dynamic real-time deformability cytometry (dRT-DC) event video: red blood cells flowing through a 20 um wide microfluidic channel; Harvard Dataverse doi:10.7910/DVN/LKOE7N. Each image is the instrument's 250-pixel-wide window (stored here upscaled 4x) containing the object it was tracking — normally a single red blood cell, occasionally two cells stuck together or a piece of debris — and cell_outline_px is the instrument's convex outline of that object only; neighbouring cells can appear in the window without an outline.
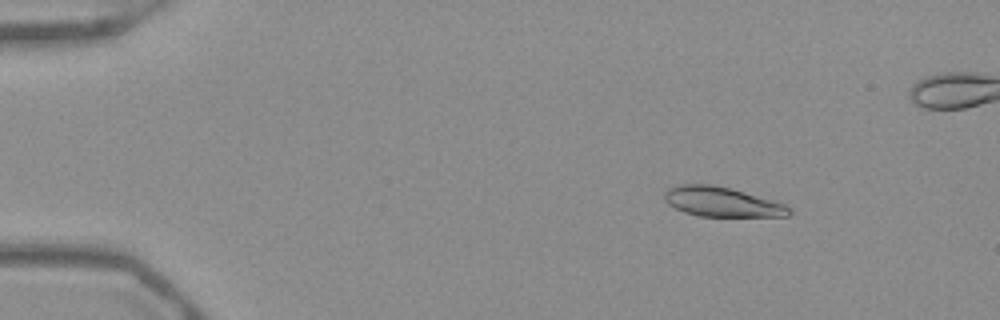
{"species": "Egyptian fruit bat (a non-hibernating species)", "species_latin": "Rousettus aegyptiacus", "temperature_condition": "warm", "stored_images_in_passage": 47, "segment_of_instrument_passage": [1, 2], "camera_frame_rate_fps": 3000, "um_per_image_px": 0.085, "frame": {"image": 1, "passage_image": 1, "time_ms": 0.0, "image_size_px": [1000, 320], "cell_outline_px": [[792, 212], [788, 216], [700, 216], [684, 212], [668, 204], [664, 200], [664, 192], [668, 188], [676, 184], [712, 184], [732, 188], [784, 204], [792, 208]], "centroid_in_image_um": [61.33, 17.15], "position_along_channel_um": 23.7, "area_um2": 21.62}}
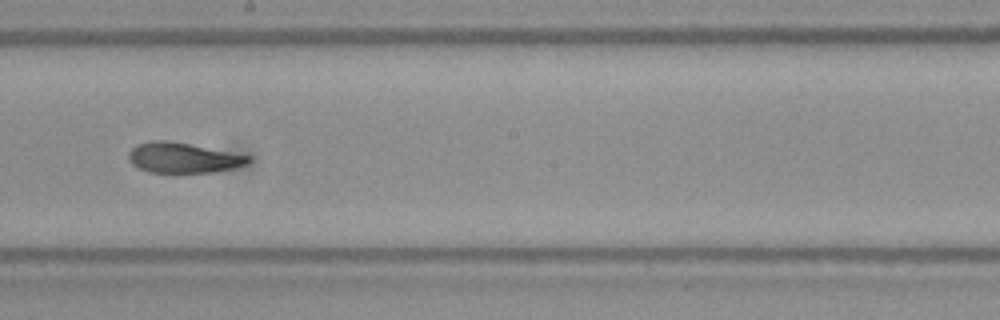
{"frame": {"image": 2, "passage_image": 24, "time_ms": 7.667, "image_size_px": [1000, 320], "cell_outline_px": [[252, 160], [248, 164], [236, 168], [212, 172], [148, 172], [132, 164], [128, 156], [128, 152], [136, 144], [152, 140], [168, 140], [252, 156]], "centroid_in_image_um": [15.59, 13.4], "position_along_channel_um": 232.6, "area_um2": 21.15}}
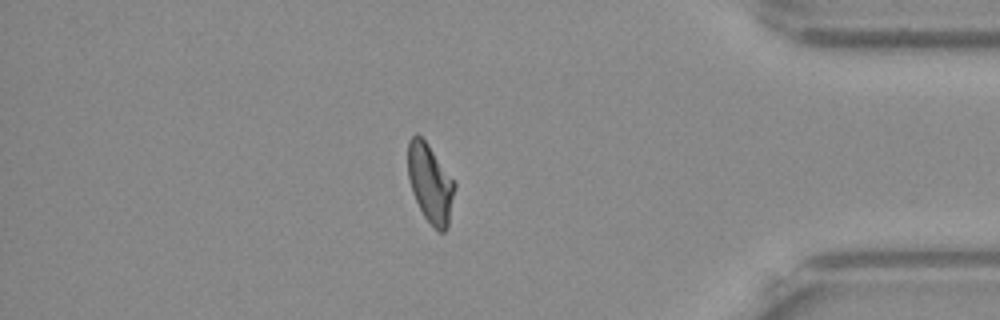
{"frame": {"image": 3, "passage_image": 39, "time_ms": 12.667, "image_size_px": [1000, 320], "cell_outline_px": [[456, 184], [448, 228], [444, 232], [440, 232], [424, 216], [412, 192], [408, 176], [408, 140], [416, 132], [428, 144]], "centroid_in_image_um": [36.57, 15.57], "position_along_channel_um": 398.6, "area_um2": 21.15}}